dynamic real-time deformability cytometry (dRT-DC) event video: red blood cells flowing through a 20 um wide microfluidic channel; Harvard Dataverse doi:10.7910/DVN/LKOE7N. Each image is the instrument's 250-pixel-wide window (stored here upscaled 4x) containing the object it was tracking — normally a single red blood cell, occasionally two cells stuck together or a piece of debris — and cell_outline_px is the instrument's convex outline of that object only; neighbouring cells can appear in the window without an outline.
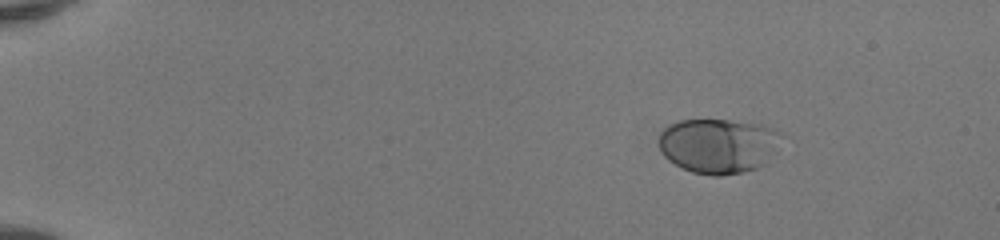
{"species": "human", "species_latin": "Homo sapiens", "temperature_condition": "room temperature", "stored_images_in_passage": 44, "camera_frame_rate_fps": 3000, "um_per_image_px": 0.085, "donor": {"sex": "female"}, "frame": {"image": 1, "passage_image": 1, "time_ms": 0.0, "image_size_px": [1000, 240], "cell_outline_px": [[784, 132], [764, 164], [756, 168], [740, 172], [720, 176], [712, 176], [692, 172], [668, 160], [660, 152], [656, 140], [660, 132], [664, 128], [680, 120], [728, 120], [760, 124]], "centroid_in_image_um": [60.99, 12.37], "position_along_channel_um": 24.0, "area_um2": 39.07}}
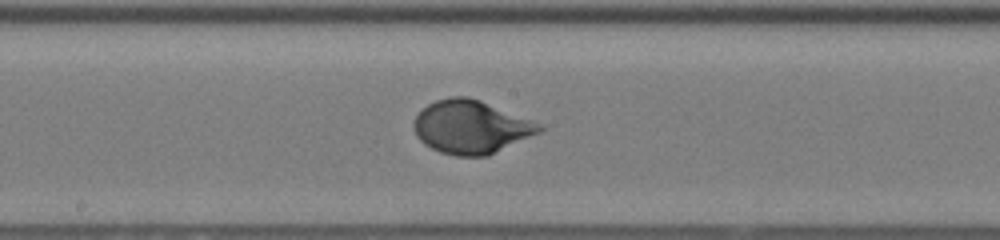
{"frame": {"image": 2, "passage_image": 23, "time_ms": 7.333, "image_size_px": [1000, 240], "cell_outline_px": [[548, 128], [540, 132], [488, 156], [456, 156], [440, 152], [424, 144], [416, 136], [412, 124], [416, 116], [428, 104], [436, 100], [452, 96], [468, 96], [480, 100], [544, 124]], "centroid_in_image_um": [40.06, 10.79], "position_along_channel_um": 208.1, "area_um2": 39.19}}
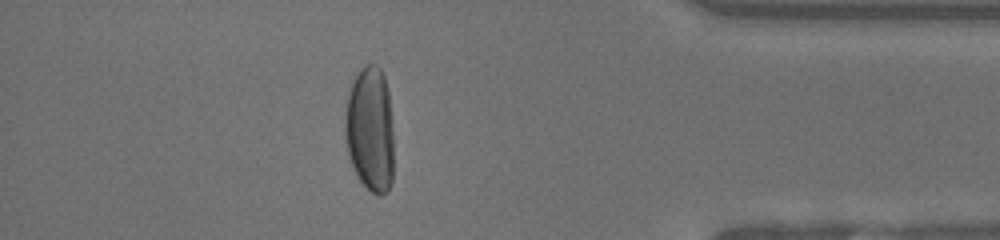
{"frame": {"image": 3, "passage_image": 39, "time_ms": 12.667, "image_size_px": [1000, 240], "cell_outline_px": [[392, 184], [388, 192], [380, 196], [372, 192], [356, 176], [348, 156], [344, 136], [344, 116], [348, 96], [352, 80], [360, 68], [364, 64], [376, 64], [380, 68], [384, 76], [388, 92], [392, 120]], "centroid_in_image_um": [31.44, 10.99], "position_along_channel_um": 403.8, "area_um2": 36.13}, "authors_computed_cell_mechanics": {"area_um2": 37.3388, "velocity_mm_per_s": 4.1491, "shape_relaxation_time_tau1_ms": 3.3826, "shape_relaxation_time_tau2_ms": null, "deformation_change_tau1": 0.2102, "deformation_change_tau2": null}}